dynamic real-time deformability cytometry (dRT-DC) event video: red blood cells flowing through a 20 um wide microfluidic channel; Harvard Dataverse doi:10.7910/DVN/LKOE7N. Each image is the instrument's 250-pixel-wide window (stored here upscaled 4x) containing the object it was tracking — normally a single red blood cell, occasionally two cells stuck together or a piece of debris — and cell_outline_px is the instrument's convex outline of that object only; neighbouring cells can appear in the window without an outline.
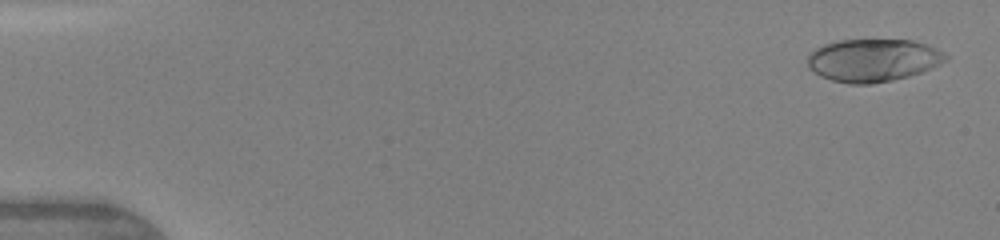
{"species": "human", "species_latin": "Homo sapiens", "temperature_condition": "warm", "stored_images_in_passage": 8, "camera_frame_rate_fps": 3000, "um_per_image_px": 0.085, "donor": {"sex": "female"}, "frame": {"image": 1, "passage_image": 1, "time_ms": 0.0, "image_size_px": [1000, 240], "cell_outline_px": [[948, 60], [932, 68], [908, 76], [892, 80], [872, 84], [848, 84], [832, 80], [820, 76], [808, 68], [808, 56], [816, 48], [824, 44], [840, 40], [912, 40], [936, 48], [944, 52], [948, 56]], "centroid_in_image_um": [74.21, 5.12], "position_along_channel_um": 10.8, "area_um2": 34.39}}
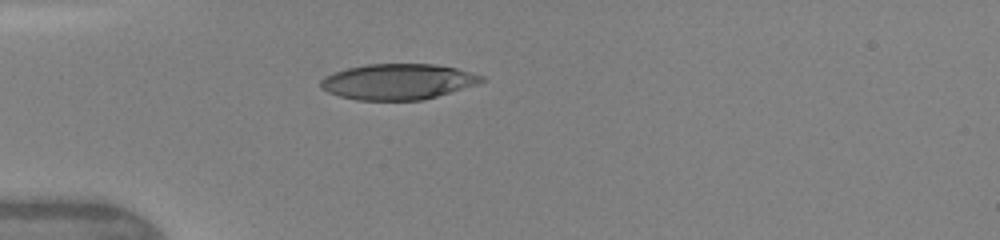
{"frame": {"image": 2, "passage_image": 5, "time_ms": 4.0, "image_size_px": [1000, 240], "cell_outline_px": [[484, 80], [476, 84], [424, 100], [356, 100], [340, 96], [328, 92], [320, 88], [320, 80], [324, 76], [332, 72], [364, 64], [436, 64], [456, 68], [484, 76]], "centroid_in_image_um": [33.78, 6.94], "position_along_channel_um": 51.2, "area_um2": 33.47}}